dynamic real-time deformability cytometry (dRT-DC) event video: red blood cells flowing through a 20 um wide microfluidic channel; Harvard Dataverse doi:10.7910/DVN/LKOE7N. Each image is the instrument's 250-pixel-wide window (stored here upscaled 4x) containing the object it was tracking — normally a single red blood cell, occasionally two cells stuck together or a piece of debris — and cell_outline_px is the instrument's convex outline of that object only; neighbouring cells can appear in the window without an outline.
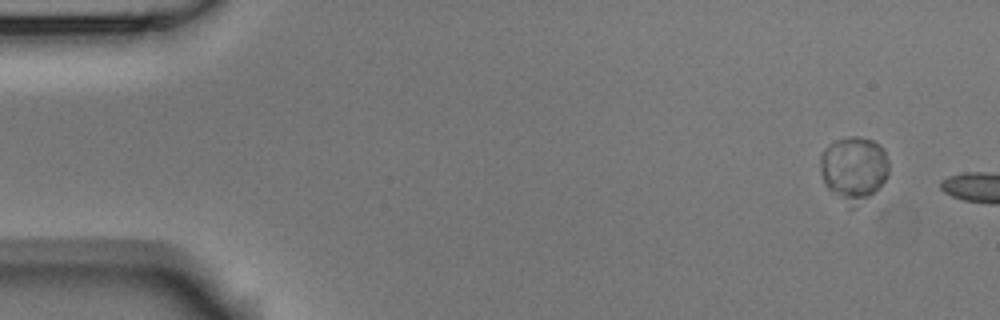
{"species": "Egyptian fruit bat (a non-hibernating species)", "species_latin": "Rousettus aegyptiacus", "temperature_condition": "room temperature", "stored_images_in_passage": 4, "camera_frame_rate_fps": 3000, "um_per_image_px": 0.085, "animal": {"sex": "male"}, "frame": {"image": 1, "passage_image": 1, "time_ms": 0.0, "image_size_px": [1000, 320], "cell_outline_px": [[888, 176], [868, 196], [852, 208], [848, 208], [824, 184], [820, 172], [820, 152], [824, 148], [836, 140], [848, 136], [860, 136], [872, 140], [880, 144], [884, 148], [888, 160]], "centroid_in_image_um": [72.54, 14.31], "position_along_channel_um": 12.5, "area_um2": 25.95}}